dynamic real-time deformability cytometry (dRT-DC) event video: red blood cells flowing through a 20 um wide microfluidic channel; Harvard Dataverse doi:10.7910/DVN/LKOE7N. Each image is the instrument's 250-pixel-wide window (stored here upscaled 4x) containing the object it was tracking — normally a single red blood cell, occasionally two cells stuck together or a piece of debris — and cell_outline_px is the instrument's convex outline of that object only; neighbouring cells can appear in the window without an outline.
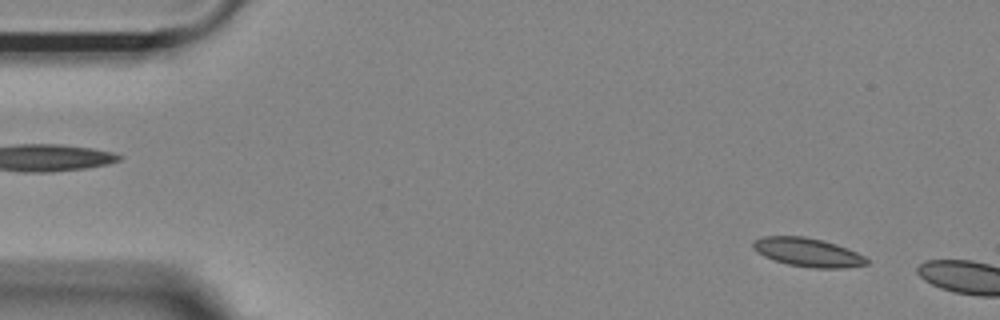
{"species": "Egyptian fruit bat (a non-hibernating species)", "species_latin": "Rousettus aegyptiacus", "temperature_condition": "room temperature", "stored_images_in_passage": 11, "camera_frame_rate_fps": 3000, "um_per_image_px": 0.085, "animal": {"sex": "female"}, "frame": {"image": 1, "passage_image": 4, "time_ms": 1.0, "image_size_px": [1000, 320], "cell_outline_px": [[868, 264], [844, 268], [812, 268], [788, 264], [764, 256], [756, 252], [752, 248], [752, 240], [764, 236], [804, 236], [836, 244], [848, 248], [864, 256], [868, 260]], "centroid_in_image_um": [68.64, 21.44], "position_along_channel_um": 16.4, "area_um2": 18.96}}